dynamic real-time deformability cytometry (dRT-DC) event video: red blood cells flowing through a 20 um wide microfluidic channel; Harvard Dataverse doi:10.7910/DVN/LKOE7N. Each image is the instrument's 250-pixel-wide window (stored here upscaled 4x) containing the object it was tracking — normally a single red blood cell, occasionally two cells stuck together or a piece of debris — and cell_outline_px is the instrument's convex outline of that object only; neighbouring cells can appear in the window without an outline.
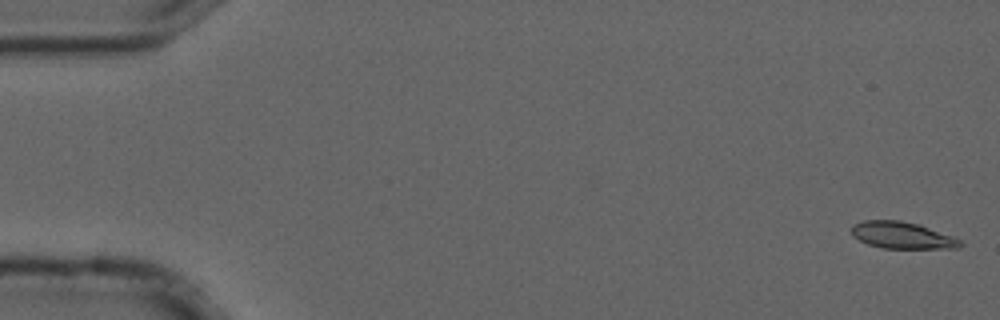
{"species": "common noctule bat (a hibernating species)", "species_latin": "Nyctalus noctula", "temperature_condition": "cold", "stored_images_in_passage": 4, "camera_frame_rate_fps": 3000, "um_per_image_px": 0.085, "animal": {"sex": "male", "forearm_length_mm": 52.5}, "frame": {"image": 1, "passage_image": 1, "time_ms": 0.0, "image_size_px": [1000, 320], "cell_outline_px": [[964, 244], [960, 248], [884, 248], [868, 244], [852, 236], [852, 224], [864, 220], [900, 220], [920, 224], [952, 236], [960, 240]], "centroid_in_image_um": [76.69, 19.99], "position_along_channel_um": 8.3, "area_um2": 16.99}}
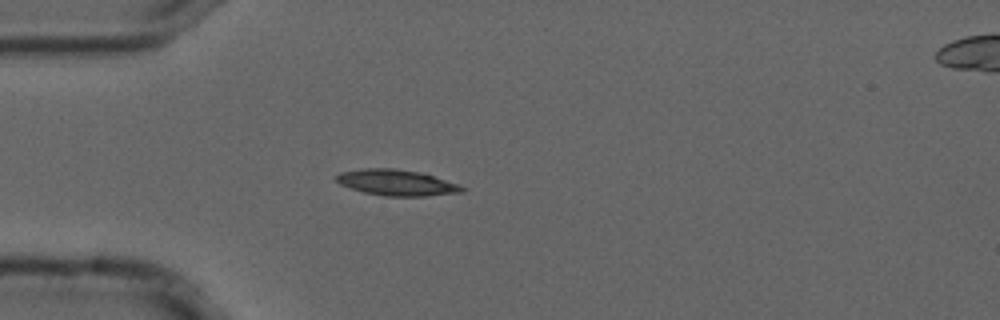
{"frame": {"image": 2, "passage_image": 4, "time_ms": 1.0, "image_size_px": [1000, 320], "cell_outline_px": [[464, 192], [424, 196], [384, 196], [364, 192], [340, 184], [336, 180], [336, 176], [340, 172], [364, 168], [392, 168], [416, 172], [432, 176], [460, 184], [464, 188]], "centroid_in_image_um": [33.7, 15.53], "position_along_channel_um": 51.3, "area_um2": 18.73}}